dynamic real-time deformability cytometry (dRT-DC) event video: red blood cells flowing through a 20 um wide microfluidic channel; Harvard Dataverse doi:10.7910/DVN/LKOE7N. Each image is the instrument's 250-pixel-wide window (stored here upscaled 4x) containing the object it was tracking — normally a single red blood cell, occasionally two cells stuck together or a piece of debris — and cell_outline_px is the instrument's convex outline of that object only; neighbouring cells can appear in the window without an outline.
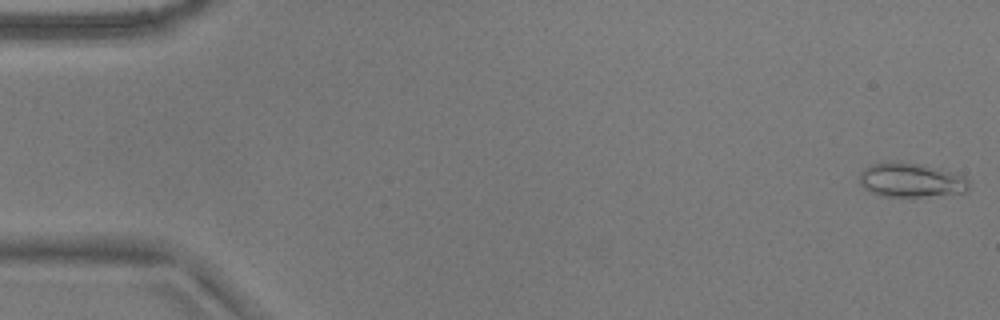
{"species": "common noctule bat (a hibernating species)", "species_latin": "Nyctalus noctula", "temperature_condition": "warm", "stored_images_in_passage": 53, "camera_frame_rate_fps": 3000, "um_per_image_px": 0.085, "animal": {"sex": "male", "body_mass_g": 17.9}, "frame": {"image": 1, "passage_image": 1, "time_ms": 0.0, "image_size_px": [1000, 320], "cell_outline_px": [[968, 192], [920, 196], [880, 196], [868, 192], [860, 184], [860, 172], [868, 164], [896, 160], [920, 164], [940, 168], [964, 176], [968, 180]], "centroid_in_image_um": [77.38, 15.28], "position_along_channel_um": 7.6, "area_um2": 22.08}}
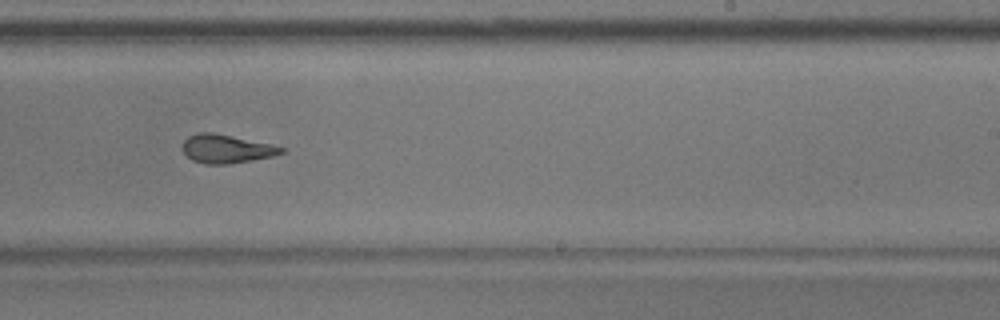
{"frame": {"image": 2, "passage_image": 33, "time_ms": 10.667, "image_size_px": [1000, 320], "cell_outline_px": [[284, 152], [272, 156], [252, 160], [228, 164], [204, 164], [192, 160], [184, 152], [184, 140], [188, 136], [200, 132], [212, 132], [272, 144], [284, 148]], "centroid_in_image_um": [19.24, 12.65], "position_along_channel_um": 269.8, "area_um2": 16.24}}
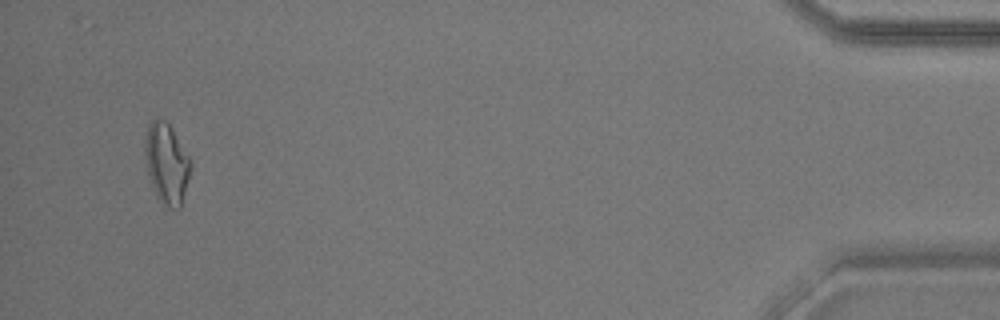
{"frame": {"image": 3, "passage_image": 51, "time_ms": 16.667, "image_size_px": [1000, 320], "cell_outline_px": [[192, 164], [180, 208], [168, 208], [156, 196], [148, 172], [144, 152], [144, 144], [148, 124], [156, 116], [164, 120], [172, 128], [188, 156]], "centroid_in_image_um": [14.14, 13.86], "position_along_channel_um": 421.1, "area_um2": 21.15}, "authors_computed_cell_mechanics": {"area_um2": 17.8602, "velocity_mm_per_s": 3.7888, "shape_relaxation_time_tau1_ms": 7.2875, "shape_relaxation_time_tau2_ms": 1.4062, "deformation_change_tau1": 0.2067, "deformation_change_tau2": 0.0818}}